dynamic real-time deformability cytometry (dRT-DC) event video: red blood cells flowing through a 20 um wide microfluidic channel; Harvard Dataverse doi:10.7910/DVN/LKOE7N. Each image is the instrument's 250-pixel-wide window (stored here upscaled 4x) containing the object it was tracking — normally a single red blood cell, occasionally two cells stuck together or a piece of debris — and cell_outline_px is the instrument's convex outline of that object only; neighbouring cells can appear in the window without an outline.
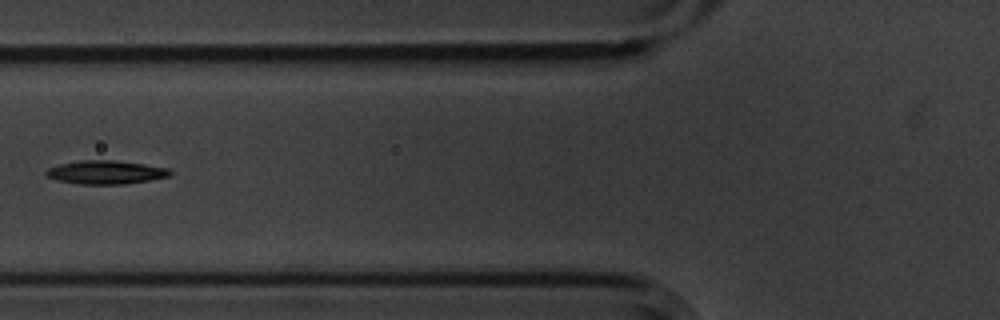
{"species": "common noctule bat (a hibernating species)", "species_latin": "Nyctalus noctula", "temperature_condition": "cold", "stored_images_in_passage": 9, "camera_frame_rate_fps": 3000, "um_per_image_px": 0.085, "animal": {"sex": "male", "body_mass_g": 20.1, "forearm_length_mm": 53.5}, "frame": {"image": 1, "passage_image": 6, "time_ms": 1.667, "image_size_px": [1000, 320], "cell_outline_px": [[172, 176], [152, 180], [124, 184], [80, 184], [56, 180], [48, 176], [44, 172], [48, 168], [60, 164], [80, 160], [116, 160], [144, 164], [168, 168], [172, 172]], "centroid_in_image_um": [9.03, 14.64], "position_along_channel_um": 116.8, "area_um2": 17.11}}
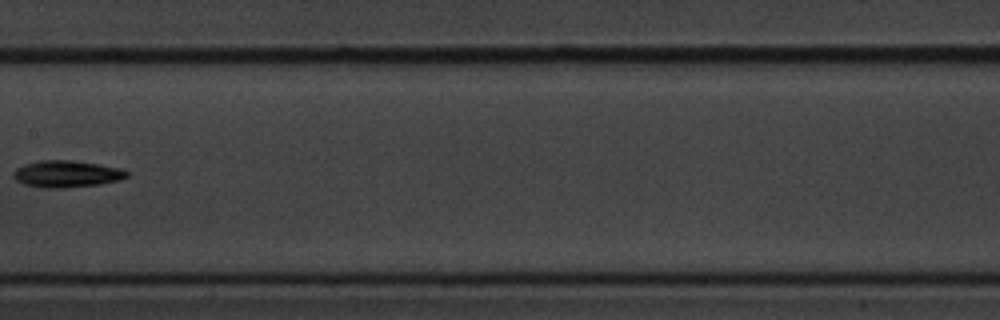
{"frame": {"image": 2, "passage_image": 8, "time_ms": 2.333, "image_size_px": [1000, 320], "cell_outline_px": [[128, 176], [120, 180], [100, 184], [64, 188], [44, 188], [24, 184], [16, 180], [12, 176], [12, 172], [16, 168], [24, 164], [40, 160], [68, 160], [100, 164], [120, 168], [128, 172]], "centroid_in_image_um": [5.64, 14.78], "position_along_channel_um": 201.8, "area_um2": 17.8}}
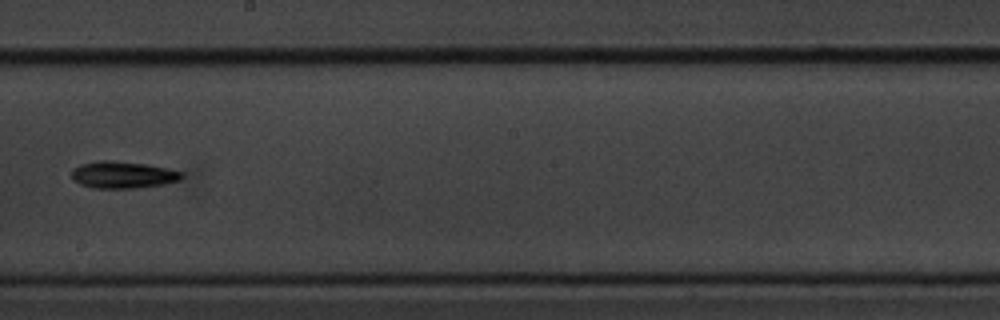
{"frame": {"image": 3, "passage_image": 9, "time_ms": 2.667, "image_size_px": [1000, 320], "cell_outline_px": [[184, 176], [180, 180], [164, 184], [136, 188], [92, 188], [80, 184], [72, 180], [72, 168], [80, 164], [100, 160], [116, 160], [144, 164], [168, 168], [184, 172]], "centroid_in_image_um": [10.44, 14.85], "position_along_channel_um": 237.8, "area_um2": 17.51}}